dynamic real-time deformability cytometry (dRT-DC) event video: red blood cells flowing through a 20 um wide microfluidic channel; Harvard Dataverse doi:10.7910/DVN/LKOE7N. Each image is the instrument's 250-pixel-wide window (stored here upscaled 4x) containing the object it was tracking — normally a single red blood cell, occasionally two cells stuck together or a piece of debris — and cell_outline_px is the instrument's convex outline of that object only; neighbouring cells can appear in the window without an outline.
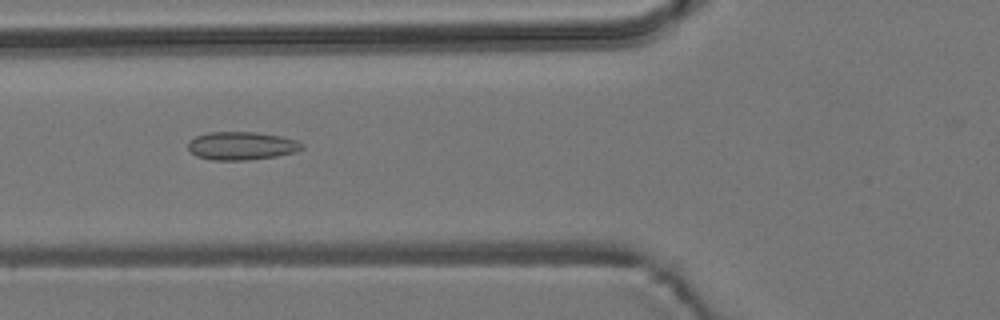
{"species": "common noctule bat (a hibernating species)", "species_latin": "Nyctalus noctula", "temperature_condition": "room temperature", "stored_images_in_passage": 54, "camera_frame_rate_fps": 3000, "um_per_image_px": 0.085, "animal": {"sex": "male", "body_mass_g": 19.2, "forearm_length_mm": 51.8}, "frame": {"image": 1, "passage_image": 20, "time_ms": 6.333, "image_size_px": [1000, 320], "cell_outline_px": [[304, 148], [296, 152], [276, 156], [248, 160], [212, 160], [196, 156], [188, 148], [188, 140], [196, 136], [208, 132], [256, 132], [280, 136], [296, 140], [304, 144]], "centroid_in_image_um": [20.53, 12.39], "position_along_channel_um": 105.3, "area_um2": 18.79}}
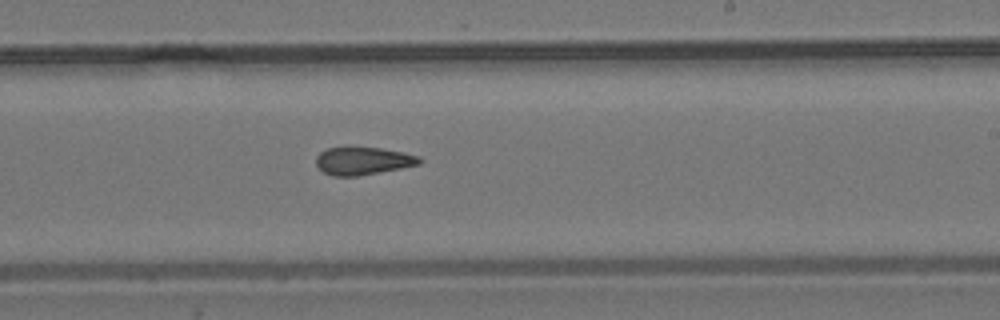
{"frame": {"image": 2, "passage_image": 32, "time_ms": 10.333, "image_size_px": [1000, 320], "cell_outline_px": [[424, 160], [420, 164], [360, 176], [332, 176], [324, 172], [316, 164], [316, 156], [320, 152], [328, 148], [380, 148], [404, 152], [420, 156]], "centroid_in_image_um": [30.89, 13.68], "position_along_channel_um": 258.1, "area_um2": 16.65}}
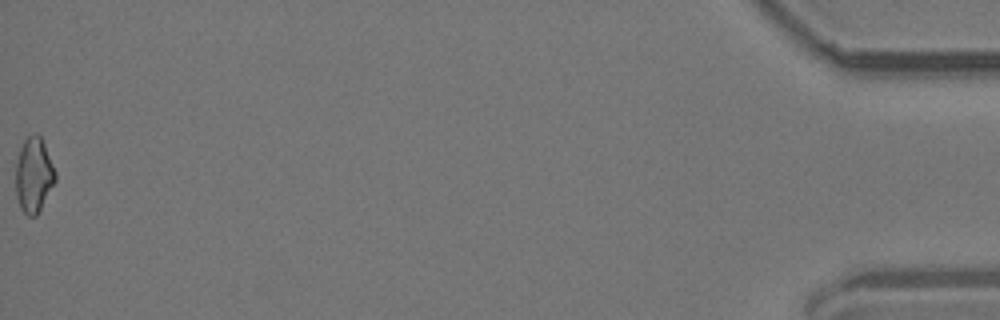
{"frame": {"image": 3, "passage_image": 54, "time_ms": 17.667, "image_size_px": [1000, 320], "cell_outline_px": [[56, 180], [36, 216], [28, 216], [20, 208], [16, 196], [16, 164], [20, 148], [24, 140], [28, 136], [36, 132], [40, 136], [44, 144], [56, 172]], "centroid_in_image_um": [2.86, 14.87], "position_along_channel_um": 432.3, "area_um2": 17.17}, "authors_computed_cell_mechanics": {"area_um2": 17.5712, "velocity_mm_per_s": 3.8146, "shape_relaxation_time_tau1_ms": null, "shape_relaxation_time_tau2_ms": 3.0576, "deformation_change_tau1": null, "deformation_change_tau2": 0.0987}}